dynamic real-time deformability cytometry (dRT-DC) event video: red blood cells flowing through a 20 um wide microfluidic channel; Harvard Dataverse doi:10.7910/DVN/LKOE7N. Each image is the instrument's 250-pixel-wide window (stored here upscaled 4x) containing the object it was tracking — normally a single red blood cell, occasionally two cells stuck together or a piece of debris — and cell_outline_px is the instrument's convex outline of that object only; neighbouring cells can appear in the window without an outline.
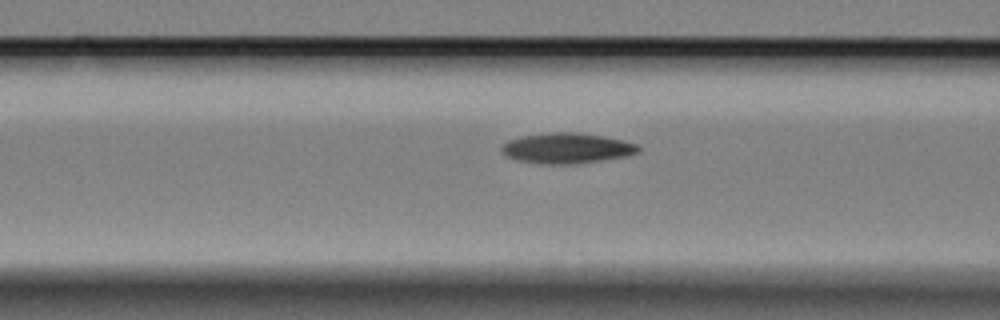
{"species": "Egyptian fruit bat (a non-hibernating species)", "species_latin": "Rousettus aegyptiacus", "temperature_condition": "cold", "stored_images_in_passage": 21, "camera_frame_rate_fps": 3000, "um_per_image_px": 0.085, "animal": {"sex": "female"}, "frame": {"image": 1, "passage_image": 19, "time_ms": 6.0, "image_size_px": [1000, 320], "cell_outline_px": [[640, 152], [628, 156], [576, 164], [540, 164], [516, 160], [508, 156], [500, 148], [508, 140], [524, 136], [552, 132], [576, 132], [600, 136], [620, 140], [636, 144], [640, 148]], "centroid_in_image_um": [48.19, 12.61], "position_along_channel_um": 118.4, "area_um2": 24.04}}